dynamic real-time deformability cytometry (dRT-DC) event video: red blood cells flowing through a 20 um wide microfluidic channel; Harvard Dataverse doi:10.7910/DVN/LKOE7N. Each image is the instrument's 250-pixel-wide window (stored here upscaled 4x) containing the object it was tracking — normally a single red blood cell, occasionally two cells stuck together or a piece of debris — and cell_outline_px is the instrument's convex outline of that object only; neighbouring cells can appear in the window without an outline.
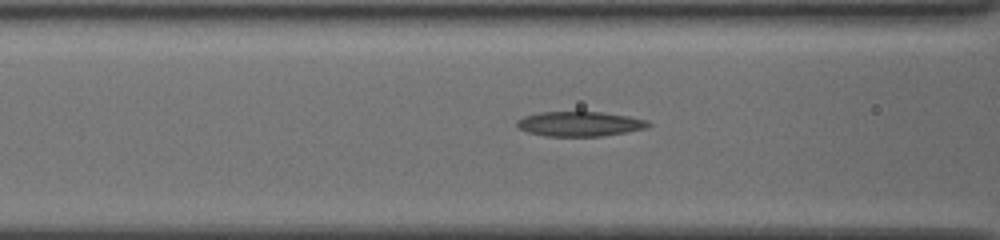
{"species": "common noctule bat (a hibernating species)", "species_latin": "Nyctalus noctula", "temperature_condition": "cold", "stored_images_in_passage": 34, "camera_frame_rate_fps": 3000, "um_per_image_px": 0.085, "animal": {"sex": "female", "body_mass_g": 19.5, "forearm_length_mm": 54.1}, "frame": {"image": 1, "passage_image": 9, "time_ms": 2.667, "image_size_px": [1000, 240], "cell_outline_px": [[652, 124], [648, 128], [600, 136], [544, 136], [528, 132], [520, 128], [516, 124], [516, 120], [524, 116], [540, 112], [600, 112], [628, 116], [648, 120]], "centroid_in_image_um": [49.28, 10.53], "position_along_channel_um": 117.3, "area_um2": 18.9}}
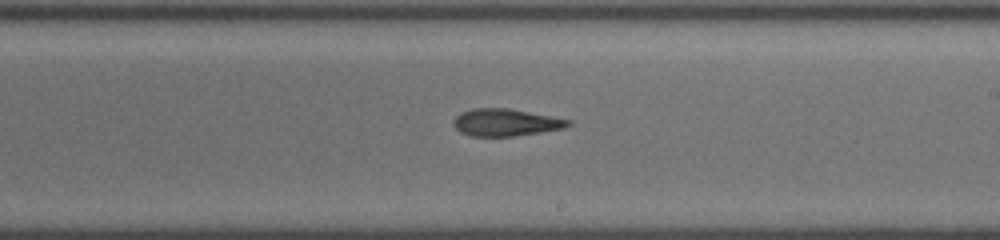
{"frame": {"image": 2, "passage_image": 19, "time_ms": 6.0, "image_size_px": [1000, 240], "cell_outline_px": [[572, 124], [564, 128], [540, 132], [512, 136], [468, 136], [460, 132], [452, 124], [452, 120], [460, 112], [472, 108], [508, 108], [552, 116], [568, 120]], "centroid_in_image_um": [42.92, 10.4], "position_along_channel_um": 246.1, "area_um2": 18.21}}
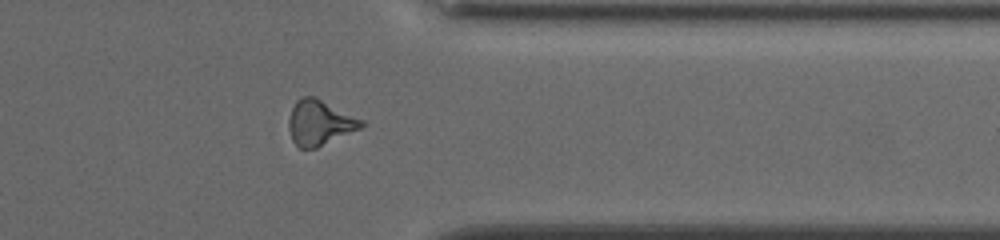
{"frame": {"image": 3, "passage_image": 30, "time_ms": 9.667, "image_size_px": [1000, 240], "cell_outline_px": [[364, 124], [360, 128], [316, 148], [300, 148], [292, 140], [288, 128], [288, 120], [292, 108], [296, 100], [300, 96], [312, 96], [364, 120]], "centroid_in_image_um": [27.13, 10.43], "position_along_channel_um": 384.3, "area_um2": 18.79}}